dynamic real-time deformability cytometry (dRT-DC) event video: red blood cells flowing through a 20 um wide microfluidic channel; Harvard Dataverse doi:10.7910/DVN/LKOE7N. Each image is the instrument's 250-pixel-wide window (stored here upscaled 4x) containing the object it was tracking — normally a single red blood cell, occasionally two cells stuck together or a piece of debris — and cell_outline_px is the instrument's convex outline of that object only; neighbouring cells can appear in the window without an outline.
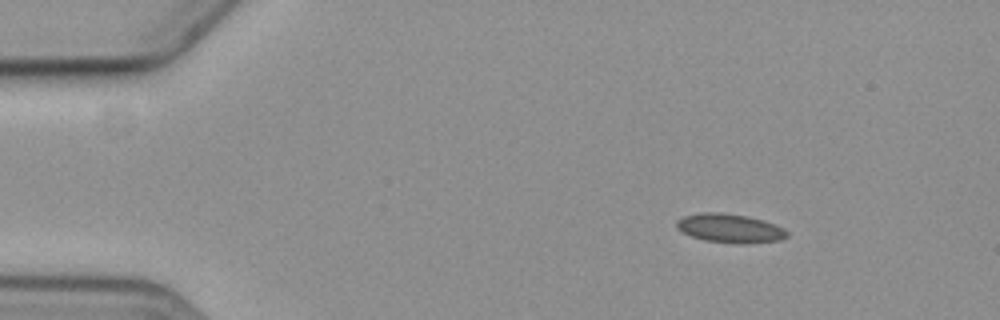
{"species": "common noctule bat (a hibernating species)", "species_latin": "Nyctalus noctula", "temperature_condition": "cold", "stored_images_in_passage": 4, "camera_frame_rate_fps": 3000, "um_per_image_px": 0.085, "animal": {"sex": "female", "body_mass_g": 19.3, "forearm_length_mm": 54.1}, "frame": {"image": 1, "passage_image": 1, "time_ms": 0.0, "image_size_px": [1000, 320], "cell_outline_px": [[788, 236], [780, 240], [744, 244], [736, 244], [704, 240], [692, 236], [676, 228], [676, 220], [684, 216], [700, 212], [720, 212], [748, 216], [764, 220], [776, 224], [784, 228], [788, 232]], "centroid_in_image_um": [62.06, 19.4], "position_along_channel_um": 22.9, "area_um2": 18.79}}
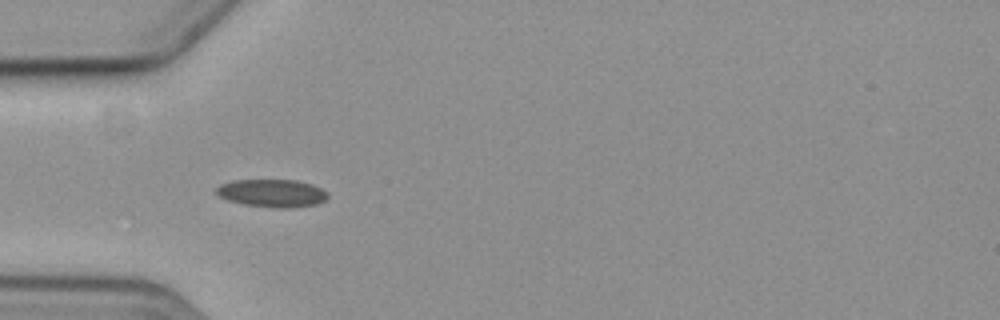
{"frame": {"image": 2, "passage_image": 3, "time_ms": 3.333, "image_size_px": [1000, 320], "cell_outline_px": [[328, 196], [324, 200], [316, 204], [292, 208], [272, 208], [244, 204], [228, 200], [220, 196], [216, 192], [216, 188], [220, 184], [232, 180], [296, 180], [312, 184], [328, 192]], "centroid_in_image_um": [23.13, 16.42], "position_along_channel_um": 61.9, "area_um2": 18.09}}
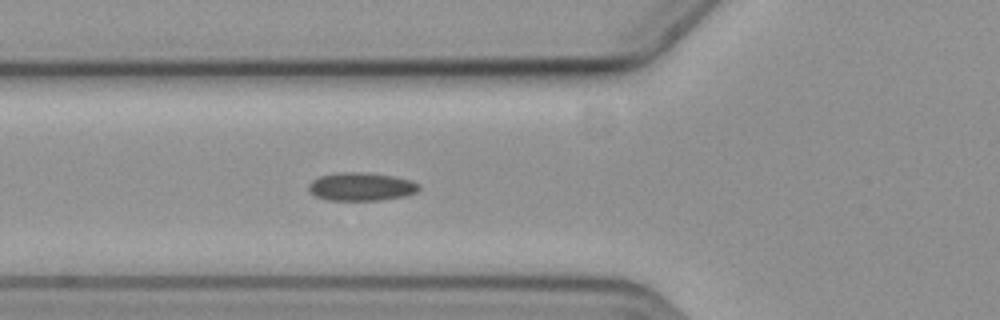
{"frame": {"image": 3, "passage_image": 4, "time_ms": 4.333, "image_size_px": [1000, 320], "cell_outline_px": [[420, 188], [416, 192], [408, 196], [380, 200], [328, 200], [316, 196], [308, 192], [308, 184], [312, 180], [320, 176], [340, 172], [360, 172], [392, 176], [412, 180], [420, 184]], "centroid_in_image_um": [30.71, 15.87], "position_along_channel_um": 95.1, "area_um2": 18.26}}